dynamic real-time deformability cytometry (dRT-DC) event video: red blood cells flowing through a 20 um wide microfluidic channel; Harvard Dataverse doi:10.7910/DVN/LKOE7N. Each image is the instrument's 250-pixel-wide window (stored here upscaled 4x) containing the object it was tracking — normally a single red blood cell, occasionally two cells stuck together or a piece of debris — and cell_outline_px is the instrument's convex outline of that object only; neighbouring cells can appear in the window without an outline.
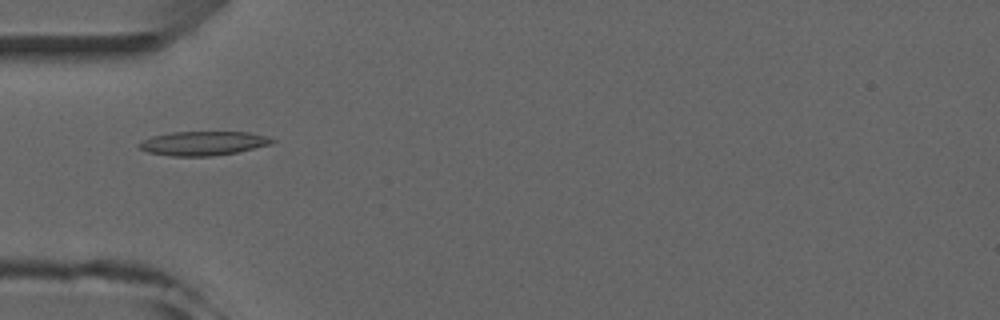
{"species": "common noctule bat (a hibernating species)", "species_latin": "Nyctalus noctula", "temperature_condition": "room temperature", "stored_images_in_passage": 2, "camera_frame_rate_fps": 3000, "um_per_image_px": 0.085, "animal": {"sex": "male", "forearm_length_mm": 52.5}, "frame": {"image": 1, "passage_image": 2, "time_ms": 1.0, "image_size_px": [1000, 320], "cell_outline_px": [[276, 140], [272, 144], [236, 152], [212, 156], [172, 156], [148, 152], [140, 148], [136, 144], [152, 136], [172, 132], [248, 132], [264, 136]], "centroid_in_image_um": [17.25, 12.18], "position_along_channel_um": 67.7, "area_um2": 18.5}}